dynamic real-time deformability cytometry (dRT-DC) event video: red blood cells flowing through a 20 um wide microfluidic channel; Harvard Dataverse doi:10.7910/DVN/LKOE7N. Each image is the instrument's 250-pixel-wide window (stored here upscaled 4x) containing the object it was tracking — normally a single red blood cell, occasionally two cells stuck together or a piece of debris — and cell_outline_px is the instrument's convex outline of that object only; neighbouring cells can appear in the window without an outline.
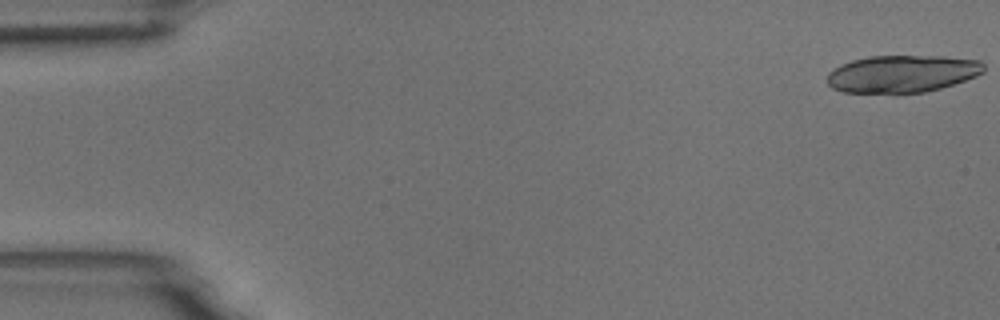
{"species": "common noctule bat (a hibernating species)", "species_latin": "Nyctalus noctula", "temperature_condition": "room temperature", "stored_images_in_passage": 18, "camera_frame_rate_fps": 3000, "um_per_image_px": 0.085, "animal": {"sex": "male", "body_mass_g": 18.8}, "frame": {"image": 1, "passage_image": 1, "time_ms": 0.0, "image_size_px": [1000, 320], "cell_outline_px": [[984, 72], [976, 76], [940, 88], [924, 92], [896, 96], [844, 92], [832, 88], [828, 84], [828, 72], [840, 64], [852, 60], [868, 56], [944, 56], [980, 60], [984, 64]], "centroid_in_image_um": [76.64, 6.31], "position_along_channel_um": 8.4, "area_um2": 35.03}}